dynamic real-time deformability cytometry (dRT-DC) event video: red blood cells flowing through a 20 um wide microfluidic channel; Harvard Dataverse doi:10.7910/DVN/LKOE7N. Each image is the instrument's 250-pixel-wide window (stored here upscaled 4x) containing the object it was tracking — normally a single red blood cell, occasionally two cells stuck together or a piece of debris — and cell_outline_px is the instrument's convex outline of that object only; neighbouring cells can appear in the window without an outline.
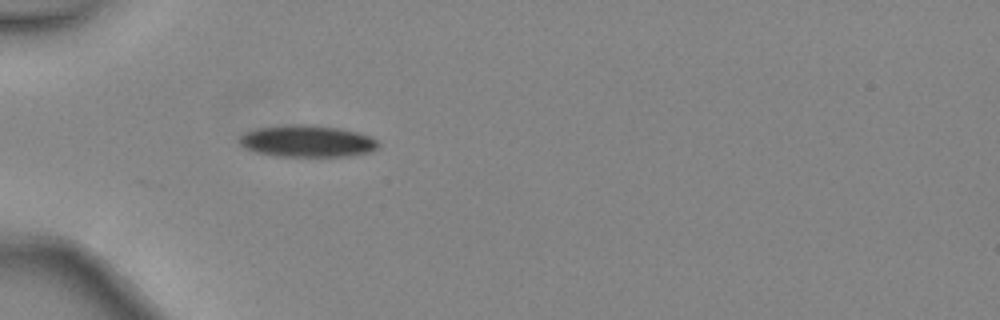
{"species": "common noctule bat (a hibernating species)", "species_latin": "Nyctalus noctula", "temperature_condition": "warm", "stored_images_in_passage": 32, "camera_frame_rate_fps": 3000, "um_per_image_px": 0.085, "animal": {"sex": "female", "body_mass_g": 24.6, "forearm_length_mm": 56.2}, "frame": {"image": 1, "passage_image": 1, "time_ms": 0.0, "image_size_px": [1000, 320], "cell_outline_px": [[380, 144], [376, 148], [368, 152], [348, 156], [276, 156], [256, 152], [240, 144], [240, 136], [244, 132], [256, 128], [288, 124], [304, 124], [336, 128], [356, 132], [368, 136], [376, 140]], "centroid_in_image_um": [26.07, 11.99], "position_along_channel_um": 58.9, "area_um2": 25.43}}
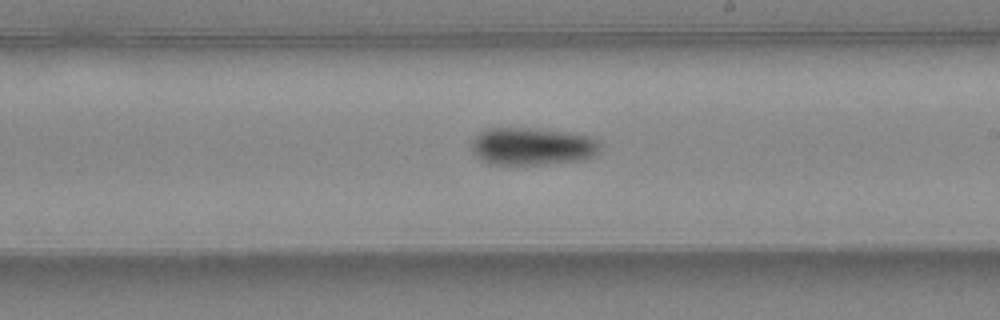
{"frame": {"image": 2, "passage_image": 14, "time_ms": 4.333, "image_size_px": [1000, 320], "cell_outline_px": [[600, 148], [596, 156], [584, 160], [548, 164], [492, 164], [480, 160], [472, 152], [472, 140], [480, 132], [488, 128], [524, 128], [560, 132], [588, 136], [596, 140], [600, 144]], "centroid_in_image_um": [45.23, 12.46], "position_along_channel_um": 243.8, "area_um2": 27.98}}
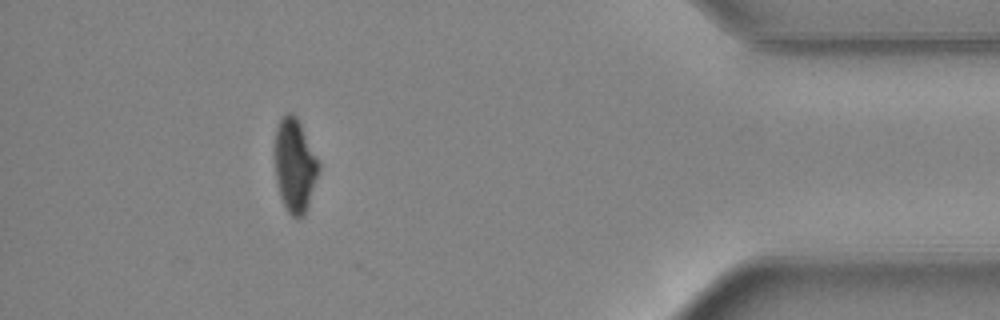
{"frame": {"image": 3, "passage_image": 28, "time_ms": 9.0, "image_size_px": [1000, 320], "cell_outline_px": [[320, 172], [308, 204], [300, 220], [292, 216], [288, 212], [280, 196], [276, 180], [276, 128], [280, 120], [288, 112], [292, 112], [296, 116], [320, 164]], "centroid_in_image_um": [25.07, 14.09], "position_along_channel_um": 410.1, "area_um2": 23.47}, "authors_computed_cell_mechanics": {"area_um2": 27.0793, "velocity_mm_per_s": 4.4975, "shape_relaxation_time_tau1_ms": 3.2468, "shape_relaxation_time_tau2_ms": null, "deformation_change_tau1": 0.1126, "deformation_change_tau2": null}}